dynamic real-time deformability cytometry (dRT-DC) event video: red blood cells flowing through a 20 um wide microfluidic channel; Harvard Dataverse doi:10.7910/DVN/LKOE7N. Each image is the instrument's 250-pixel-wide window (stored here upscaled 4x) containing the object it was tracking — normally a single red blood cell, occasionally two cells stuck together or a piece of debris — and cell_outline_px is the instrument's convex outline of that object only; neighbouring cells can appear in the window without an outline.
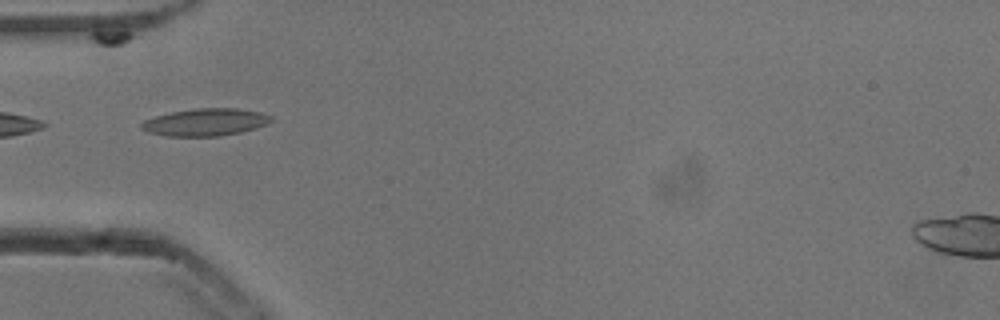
{"species": "common noctule bat (a hibernating species)", "species_latin": "Nyctalus noctula", "temperature_condition": "cold", "stored_images_in_passage": 13, "camera_frame_rate_fps": 3000, "um_per_image_px": 0.085, "animal": {"sex": "male", "body_mass_g": 13.3}, "frame": {"image": 1, "passage_image": 1, "time_ms": 0.0, "image_size_px": [1000, 320], "cell_outline_px": [[272, 120], [256, 128], [240, 132], [220, 136], [168, 136], [148, 132], [140, 128], [140, 124], [144, 120], [156, 116], [172, 112], [196, 108], [236, 108], [260, 112], [272, 116]], "centroid_in_image_um": [17.44, 10.38], "position_along_channel_um": 67.6, "area_um2": 20.52}}
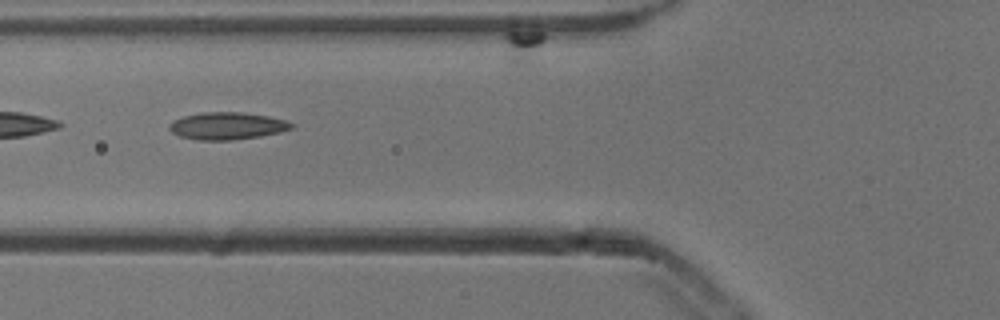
{"frame": {"image": 2, "passage_image": 4, "time_ms": 1.0, "image_size_px": [1000, 320], "cell_outline_px": [[296, 124], [292, 128], [280, 132], [260, 136], [232, 140], [200, 140], [180, 136], [172, 132], [168, 128], [168, 124], [172, 120], [184, 116], [204, 112], [244, 112], [268, 116], [288, 120]], "centroid_in_image_um": [19.33, 10.69], "position_along_channel_um": 106.5, "area_um2": 19.54}}
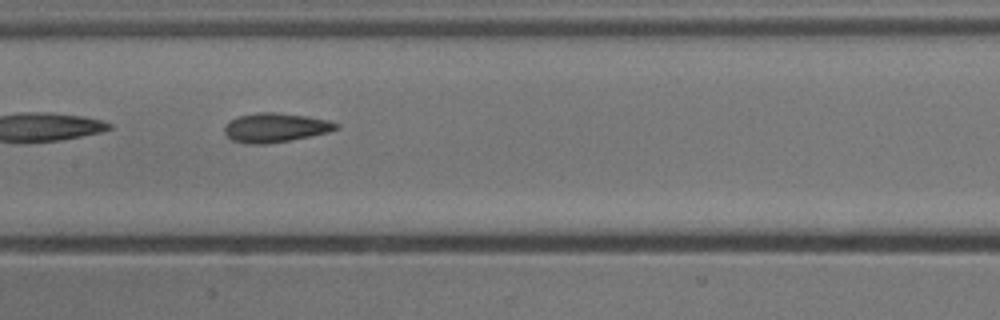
{"frame": {"image": 3, "passage_image": 10, "time_ms": 3.0, "image_size_px": [1000, 320], "cell_outline_px": [[340, 128], [328, 132], [288, 140], [264, 144], [248, 144], [232, 140], [224, 132], [224, 128], [228, 120], [240, 116], [256, 112], [276, 112], [304, 116], [328, 120], [340, 124]], "centroid_in_image_um": [23.39, 10.84], "position_along_channel_um": 184.0, "area_um2": 18.84}}